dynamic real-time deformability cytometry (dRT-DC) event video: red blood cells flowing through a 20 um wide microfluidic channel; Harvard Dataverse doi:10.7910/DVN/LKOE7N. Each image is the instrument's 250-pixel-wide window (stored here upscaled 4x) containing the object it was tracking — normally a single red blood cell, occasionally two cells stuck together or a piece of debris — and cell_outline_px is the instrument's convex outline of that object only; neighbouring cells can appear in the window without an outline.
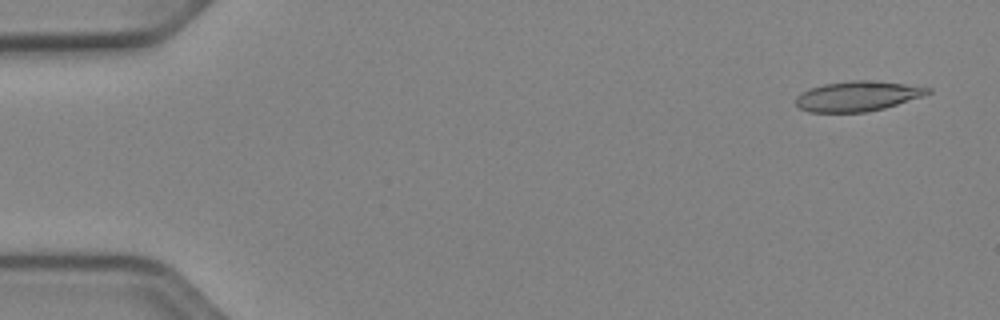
{"species": "Egyptian fruit bat (a non-hibernating species)", "species_latin": "Rousettus aegyptiacus", "temperature_condition": "cold", "stored_images_in_passage": 50, "camera_frame_rate_fps": 3000, "um_per_image_px": 0.085, "animal": {"sex": "female"}, "frame": {"image": 1, "passage_image": 1, "time_ms": 0.0, "image_size_px": [1000, 320], "cell_outline_px": [[932, 92], [924, 96], [884, 108], [864, 112], [808, 112], [800, 108], [796, 104], [796, 96], [800, 92], [808, 88], [824, 84], [852, 80], [876, 80], [932, 88]], "centroid_in_image_um": [72.89, 8.16], "position_along_channel_um": 12.1, "area_um2": 23.24}}
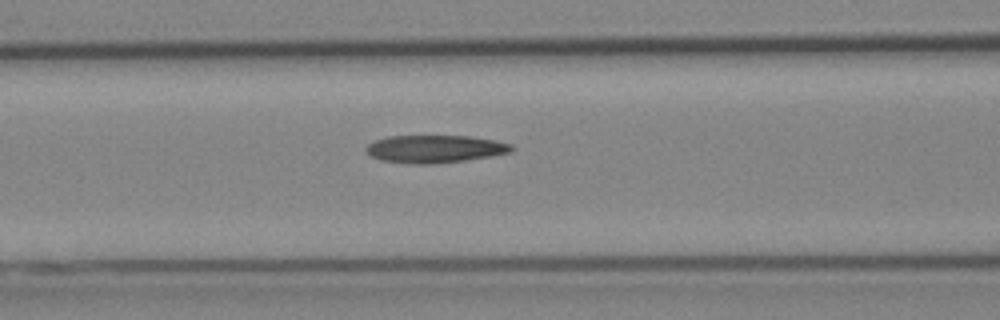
{"frame": {"image": 2, "passage_image": 20, "time_ms": 6.333, "image_size_px": [1000, 320], "cell_outline_px": [[516, 148], [512, 152], [464, 160], [432, 164], [408, 164], [380, 160], [372, 156], [364, 148], [368, 144], [376, 140], [388, 136], [468, 136], [496, 140], [512, 144]], "centroid_in_image_um": [36.98, 12.66], "position_along_channel_um": 129.6, "area_um2": 23.47}}
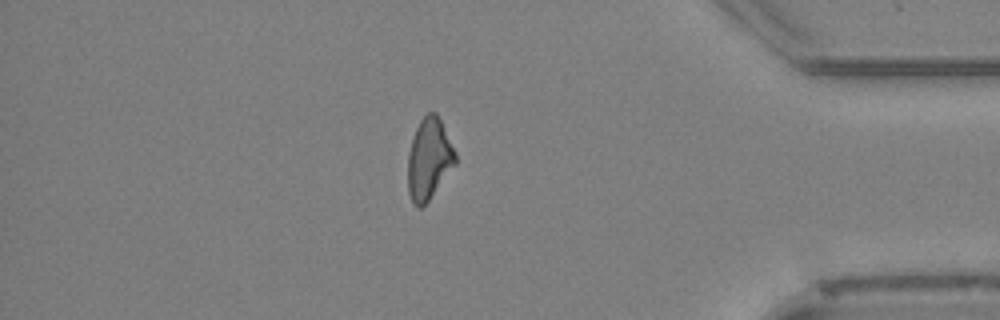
{"frame": {"image": 3, "passage_image": 43, "time_ms": 14.0, "image_size_px": [1000, 320], "cell_outline_px": [[456, 164], [428, 200], [420, 208], [416, 208], [412, 204], [408, 192], [408, 152], [416, 128], [420, 120], [428, 112], [436, 112], [456, 152]], "centroid_in_image_um": [36.45, 13.52], "position_along_channel_um": 398.7, "area_um2": 22.37}, "authors_computed_cell_mechanics": {"area_um2": 23.2356, "velocity_mm_per_s": 3.9263, "shape_relaxation_time_tau1_ms": null, "shape_relaxation_time_tau2_ms": 9.3782, "deformation_change_tau1": null, "deformation_change_tau2": 0.2272}}